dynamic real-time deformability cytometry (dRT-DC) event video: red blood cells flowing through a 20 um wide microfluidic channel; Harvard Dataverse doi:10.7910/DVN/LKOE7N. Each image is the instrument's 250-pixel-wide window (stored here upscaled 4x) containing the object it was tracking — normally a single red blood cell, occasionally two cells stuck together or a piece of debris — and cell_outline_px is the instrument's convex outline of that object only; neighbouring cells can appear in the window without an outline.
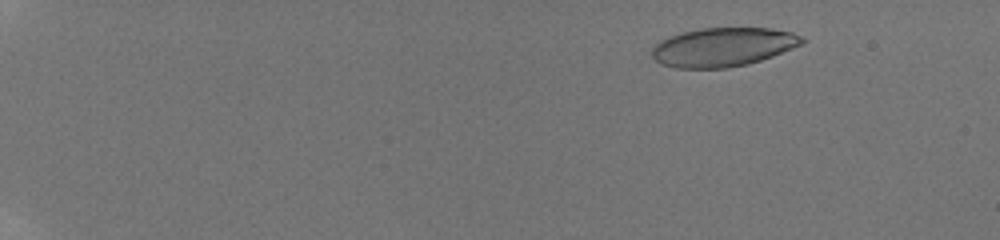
{"species": "human", "species_latin": "Homo sapiens", "temperature_condition": "room temperature", "stored_images_in_passage": 25, "camera_frame_rate_fps": 3000, "um_per_image_px": 0.085, "donor": {"sex": "male"}, "frame": {"image": 1, "passage_image": 9, "time_ms": 2.667, "image_size_px": [1000, 240], "cell_outline_px": [[808, 40], [804, 44], [772, 56], [748, 64], [728, 68], [676, 68], [664, 64], [656, 60], [652, 56], [652, 48], [660, 40], [668, 36], [700, 28], [772, 28], [792, 32], [804, 36]], "centroid_in_image_um": [61.51, 3.99], "position_along_channel_um": 23.5, "area_um2": 34.16}}
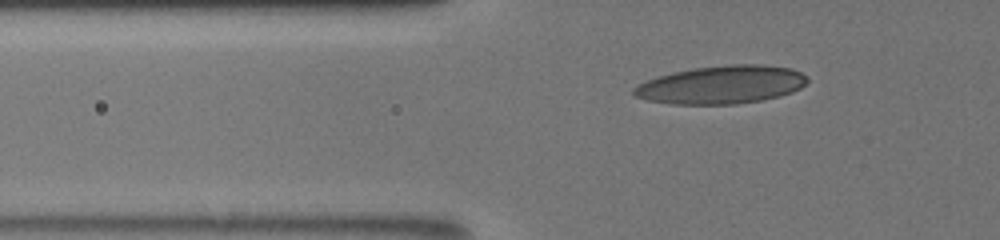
{"frame": {"image": 2, "passage_image": 23, "time_ms": 7.333, "image_size_px": [1000, 240], "cell_outline_px": [[808, 80], [800, 88], [792, 92], [780, 96], [760, 100], [736, 104], [672, 104], [648, 100], [636, 96], [632, 92], [632, 88], [636, 84], [672, 72], [692, 68], [732, 64], [764, 64], [792, 68], [808, 76]], "centroid_in_image_um": [61.34, 7.19], "position_along_channel_um": 64.5, "area_um2": 38.61}}